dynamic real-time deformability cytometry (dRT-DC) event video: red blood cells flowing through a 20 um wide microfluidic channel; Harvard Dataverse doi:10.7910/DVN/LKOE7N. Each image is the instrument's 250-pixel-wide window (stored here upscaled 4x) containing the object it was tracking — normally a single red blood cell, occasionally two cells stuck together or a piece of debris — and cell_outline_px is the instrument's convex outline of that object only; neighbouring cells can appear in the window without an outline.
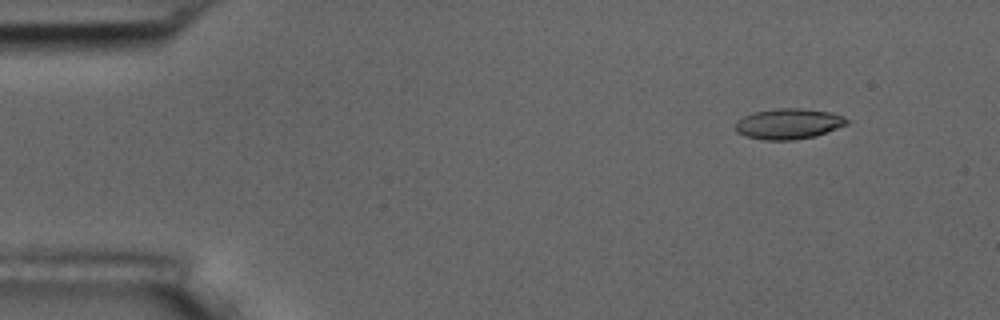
{"species": "common noctule bat (a hibernating species)", "species_latin": "Nyctalus noctula", "temperature_condition": "room temperature", "stored_images_in_passage": 3, "camera_frame_rate_fps": 3000, "um_per_image_px": 0.085, "animal": {"sex": "male", "body_mass_g": 17.5, "forearm_length_mm": 52.3}, "frame": {"image": 1, "passage_image": 1, "time_ms": 0.0, "image_size_px": [1000, 320], "cell_outline_px": [[848, 124], [816, 136], [796, 140], [764, 140], [748, 136], [736, 132], [736, 120], [752, 112], [776, 108], [804, 108], [832, 112], [844, 116], [848, 120]], "centroid_in_image_um": [67.04, 10.51], "position_along_channel_um": 18.0, "area_um2": 20.06}}